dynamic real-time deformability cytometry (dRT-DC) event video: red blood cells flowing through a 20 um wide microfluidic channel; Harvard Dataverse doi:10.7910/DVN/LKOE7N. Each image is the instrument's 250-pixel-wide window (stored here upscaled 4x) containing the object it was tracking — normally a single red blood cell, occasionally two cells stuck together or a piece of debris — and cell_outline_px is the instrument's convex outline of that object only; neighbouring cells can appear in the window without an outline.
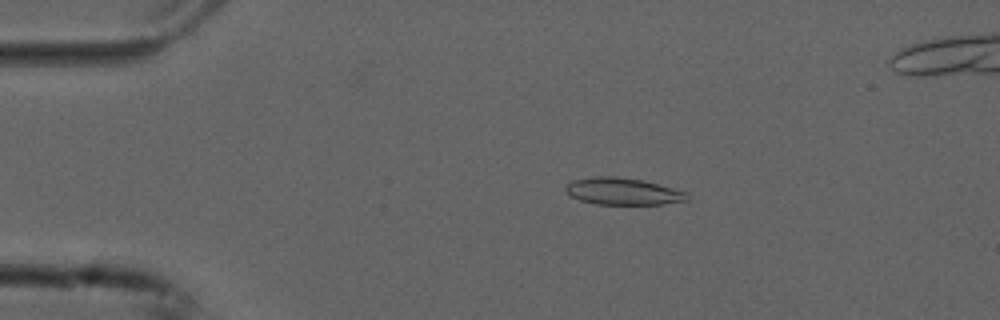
{"species": "common noctule bat (a hibernating species)", "species_latin": "Nyctalus noctula", "temperature_condition": "cold", "stored_images_in_passage": 53, "camera_frame_rate_fps": 3000, "um_per_image_px": 0.085, "animal": {"sex": "male", "forearm_length_mm": 52.5}, "frame": {"image": 1, "passage_image": 11, "time_ms": 3.333, "image_size_px": [1000, 320], "cell_outline_px": [[692, 200], [660, 204], [596, 204], [580, 200], [568, 196], [564, 188], [572, 180], [592, 176], [616, 176], [640, 180], [688, 192]], "centroid_in_image_um": [52.93, 16.27], "position_along_channel_um": 32.1, "area_um2": 19.19}}
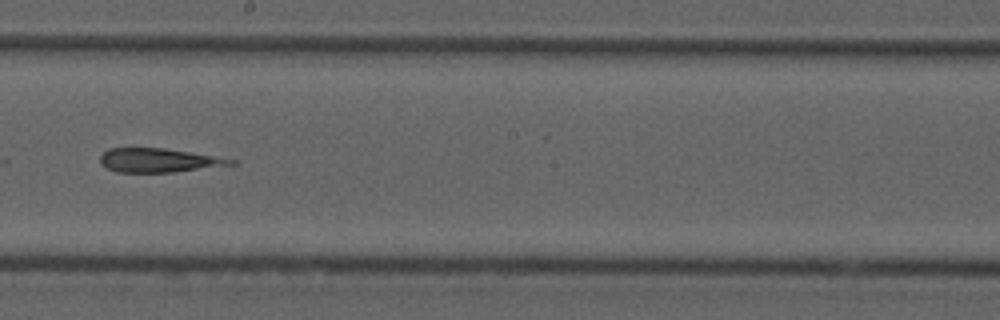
{"frame": {"image": 2, "passage_image": 31, "time_ms": 10.0, "image_size_px": [1000, 320], "cell_outline_px": [[236, 164], [172, 172], [116, 172], [100, 164], [100, 156], [108, 148], [164, 148], [236, 160]], "centroid_in_image_um": [13.43, 13.63], "position_along_channel_um": 234.8, "area_um2": 17.92}}
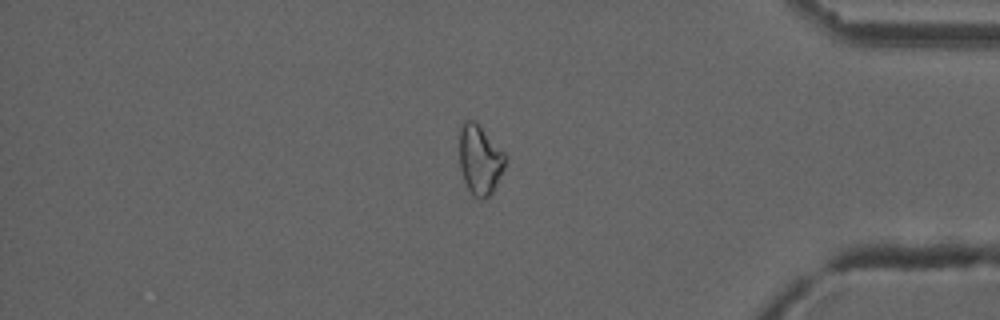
{"frame": {"image": 3, "passage_image": 46, "time_ms": 15.0, "image_size_px": [1000, 320], "cell_outline_px": [[508, 160], [492, 192], [484, 200], [480, 200], [472, 196], [464, 180], [460, 168], [460, 124], [464, 120], [472, 120], [480, 124], [508, 156]], "centroid_in_image_um": [40.81, 13.56], "position_along_channel_um": 394.4, "area_um2": 18.96}}